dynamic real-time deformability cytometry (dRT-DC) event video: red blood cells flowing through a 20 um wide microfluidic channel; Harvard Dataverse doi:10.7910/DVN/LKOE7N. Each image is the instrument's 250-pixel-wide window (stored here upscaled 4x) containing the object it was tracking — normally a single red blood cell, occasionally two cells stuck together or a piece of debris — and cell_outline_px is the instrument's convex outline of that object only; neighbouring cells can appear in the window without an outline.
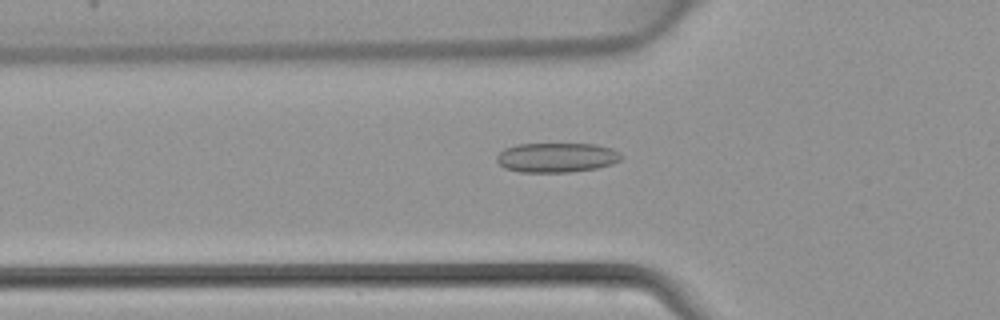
{"species": "common noctule bat (a hibernating species)", "species_latin": "Nyctalus noctula", "temperature_condition": "warm", "stored_images_in_passage": 44, "camera_frame_rate_fps": 3000, "um_per_image_px": 0.085, "animal": {"sex": "female", "body_mass_g": 22.7, "forearm_length_mm": 54.2}, "frame": {"image": 1, "passage_image": 15, "time_ms": 4.667, "image_size_px": [1000, 320], "cell_outline_px": [[624, 156], [620, 160], [612, 164], [596, 168], [568, 172], [520, 172], [504, 168], [496, 160], [496, 156], [504, 148], [516, 144], [596, 144], [612, 148], [620, 152]], "centroid_in_image_um": [47.32, 13.38], "position_along_channel_um": 78.5, "area_um2": 21.62}}
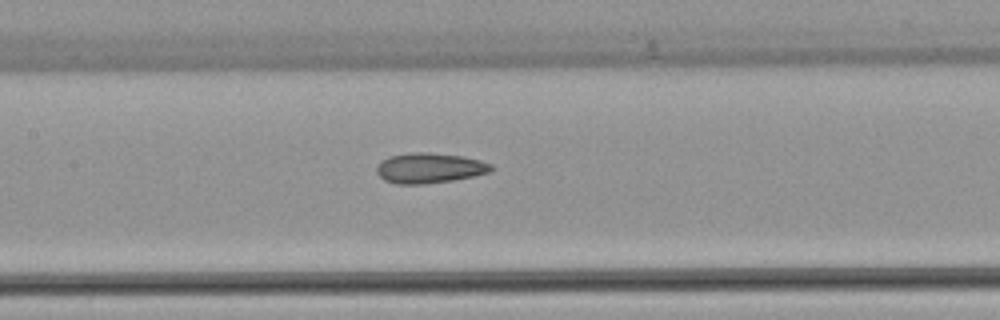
{"frame": {"image": 2, "passage_image": 21, "time_ms": 6.667, "image_size_px": [1000, 320], "cell_outline_px": [[496, 168], [488, 172], [472, 176], [452, 180], [424, 184], [396, 184], [384, 180], [376, 172], [376, 168], [384, 160], [392, 156], [416, 152], [428, 152], [464, 156], [480, 160], [492, 164]], "centroid_in_image_um": [36.54, 14.28], "position_along_channel_um": 170.9, "area_um2": 20.0}}
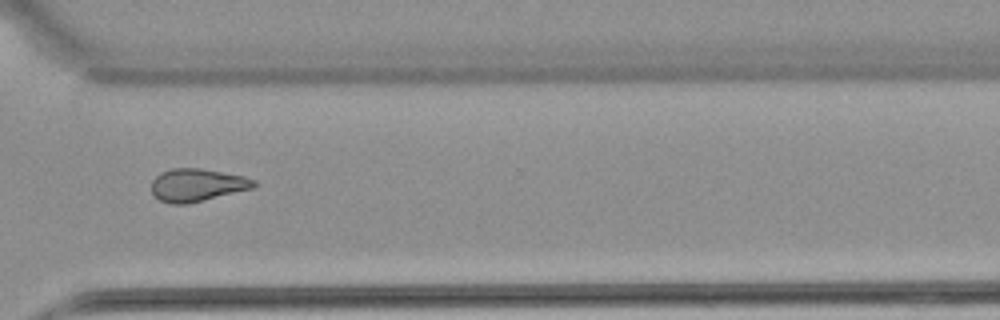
{"frame": {"image": 3, "passage_image": 33, "time_ms": 10.667, "image_size_px": [1000, 320], "cell_outline_px": [[256, 188], [188, 204], [172, 204], [160, 200], [152, 192], [152, 180], [160, 172], [172, 168], [200, 168], [244, 176], [256, 180]], "centroid_in_image_um": [16.78, 15.73], "position_along_channel_um": 353.8, "area_um2": 19.71}}